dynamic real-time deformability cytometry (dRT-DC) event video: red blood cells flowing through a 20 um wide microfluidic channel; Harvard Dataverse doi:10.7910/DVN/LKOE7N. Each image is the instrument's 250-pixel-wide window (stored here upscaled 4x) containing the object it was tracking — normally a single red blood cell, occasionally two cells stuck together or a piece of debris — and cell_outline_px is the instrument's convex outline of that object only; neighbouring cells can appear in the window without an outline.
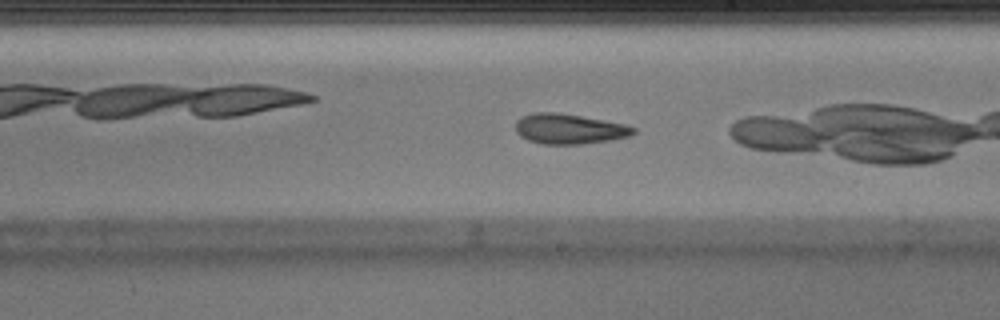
{"species": "Egyptian fruit bat (a non-hibernating species)", "species_latin": "Rousettus aegyptiacus", "temperature_condition": "warm", "stored_images_in_passage": 42, "camera_frame_rate_fps": 3000, "um_per_image_px": 0.085, "animal": {"sex": "male"}, "frame": {"image": 1, "passage_image": 24, "time_ms": 7.667, "image_size_px": [1000, 320], "cell_outline_px": [[636, 132], [628, 136], [612, 140], [580, 144], [544, 144], [528, 140], [520, 136], [516, 132], [516, 120], [520, 116], [536, 112], [556, 112], [580, 116], [624, 124], [636, 128]], "centroid_in_image_um": [48.35, 10.95], "position_along_channel_um": 240.7, "area_um2": 20.63}}